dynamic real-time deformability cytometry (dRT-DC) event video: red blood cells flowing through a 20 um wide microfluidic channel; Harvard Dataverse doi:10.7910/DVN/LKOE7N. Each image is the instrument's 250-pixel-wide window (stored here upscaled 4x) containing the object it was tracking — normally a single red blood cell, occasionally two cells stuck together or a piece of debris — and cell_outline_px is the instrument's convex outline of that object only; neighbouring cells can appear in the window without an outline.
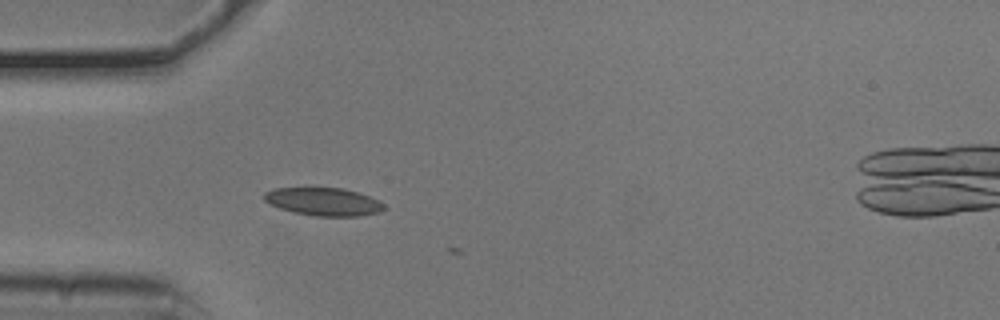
{"species": "common noctule bat (a hibernating species)", "species_latin": "Nyctalus noctula", "temperature_condition": "cold", "stored_images_in_passage": 3, "camera_frame_rate_fps": 3000, "um_per_image_px": 0.085, "animal": {"sex": "male", "body_mass_g": 20.5, "forearm_length_mm": 52.5}, "frame": {"image": 1, "passage_image": 1, "time_ms": 0.0, "image_size_px": [1000, 320], "cell_outline_px": [[384, 208], [380, 212], [360, 216], [316, 216], [292, 212], [268, 204], [264, 200], [264, 192], [272, 188], [344, 188], [368, 196], [384, 204]], "centroid_in_image_um": [27.45, 17.14], "position_along_channel_um": 57.5, "area_um2": 19.48}}